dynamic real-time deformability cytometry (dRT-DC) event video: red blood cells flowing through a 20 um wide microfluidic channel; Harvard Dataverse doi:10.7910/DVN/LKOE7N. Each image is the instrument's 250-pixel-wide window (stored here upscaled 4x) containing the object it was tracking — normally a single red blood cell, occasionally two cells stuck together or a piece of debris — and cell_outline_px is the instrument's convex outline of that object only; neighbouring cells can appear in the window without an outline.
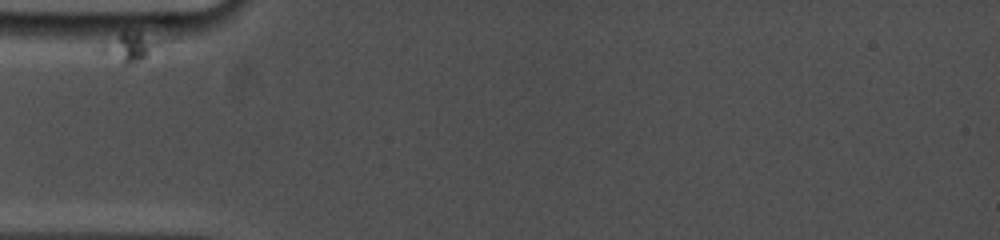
{"species": "common noctule bat (a hibernating species)", "species_latin": "Nyctalus noctula", "temperature_condition": "cold", "stored_images_in_passage": 6, "camera_frame_rate_fps": 5000, "um_per_image_px": 0.085, "animal": {"sex": "female", "body_mass_g": 19.0, "forearm_length_mm": 53.3}, "frame": {"image": 1, "passage_image": 1, "time_ms": 0.0, "image_size_px": [1000, 240], "cell_outline_px": [[176, 40], [168, 48], [140, 60], [128, 64], [124, 64], [96, 52], [96, 48], [100, 44], [120, 32], [136, 32], [176, 36]], "centroid_in_image_um": [11.41, 3.92], "position_along_channel_um": 73.6, "area_um2": 12.08}}